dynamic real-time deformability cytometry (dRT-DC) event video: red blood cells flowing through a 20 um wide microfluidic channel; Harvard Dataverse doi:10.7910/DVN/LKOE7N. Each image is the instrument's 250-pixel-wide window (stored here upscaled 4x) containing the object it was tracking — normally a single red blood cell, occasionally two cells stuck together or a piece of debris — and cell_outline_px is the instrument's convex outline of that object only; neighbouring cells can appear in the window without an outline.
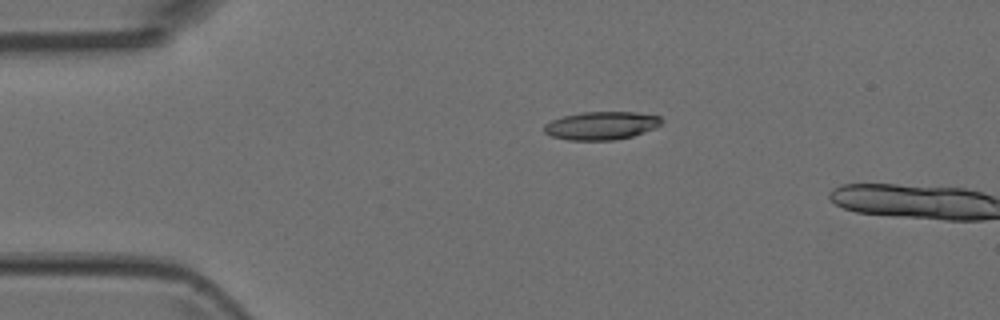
{"species": "Egyptian fruit bat (a non-hibernating species)", "species_latin": "Rousettus aegyptiacus", "temperature_condition": "room temperature", "stored_images_in_passage": 5, "camera_frame_rate_fps": 3000, "um_per_image_px": 0.085, "animal": {"sex": "female"}, "frame": {"image": 1, "passage_image": 4, "time_ms": 1.0, "image_size_px": [1000, 320], "cell_outline_px": [[664, 120], [656, 128], [632, 136], [616, 140], [568, 140], [552, 136], [544, 132], [544, 124], [552, 120], [564, 116], [584, 112], [636, 112], [660, 116]], "centroid_in_image_um": [51.14, 10.68], "position_along_channel_um": 33.9, "area_um2": 19.25}}